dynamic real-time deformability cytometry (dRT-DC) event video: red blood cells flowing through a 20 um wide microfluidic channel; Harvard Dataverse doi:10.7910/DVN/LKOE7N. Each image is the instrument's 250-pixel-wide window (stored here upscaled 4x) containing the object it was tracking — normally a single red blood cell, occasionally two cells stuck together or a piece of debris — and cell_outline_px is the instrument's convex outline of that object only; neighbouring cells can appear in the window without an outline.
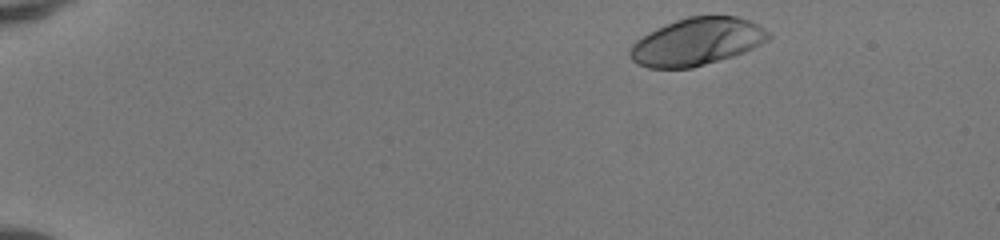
{"species": "human", "species_latin": "Homo sapiens", "temperature_condition": "room temperature", "stored_images_in_passage": 45, "camera_frame_rate_fps": 3000, "um_per_image_px": 0.085, "donor": {"sex": "female"}, "frame": {"image": 1, "passage_image": 2, "time_ms": 0.333, "image_size_px": [1000, 240], "cell_outline_px": [[772, 36], [768, 40], [744, 52], [732, 56], [692, 68], [648, 68], [636, 64], [628, 56], [628, 52], [632, 44], [636, 40], [648, 32], [656, 28], [676, 20], [688, 16], [736, 16], [748, 20], [772, 32]], "centroid_in_image_um": [59.21, 3.55], "position_along_channel_um": 25.8, "area_um2": 38.38}}
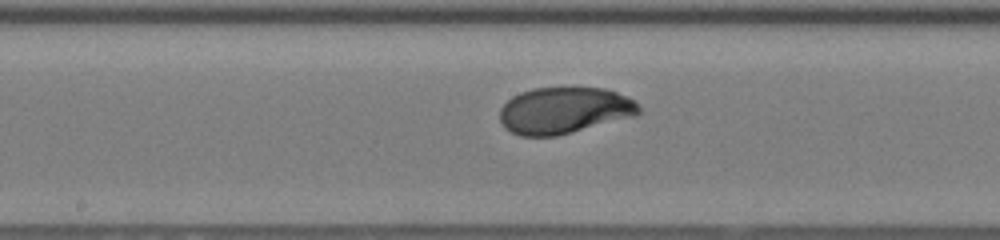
{"frame": {"image": 2, "passage_image": 23, "time_ms": 7.333, "image_size_px": [1000, 240], "cell_outline_px": [[640, 112], [636, 116], [556, 136], [520, 136], [504, 128], [500, 120], [500, 108], [512, 96], [520, 92], [532, 88], [604, 88], [628, 96], [640, 108]], "centroid_in_image_um": [47.94, 9.39], "position_along_channel_um": 200.3, "area_um2": 37.69}}
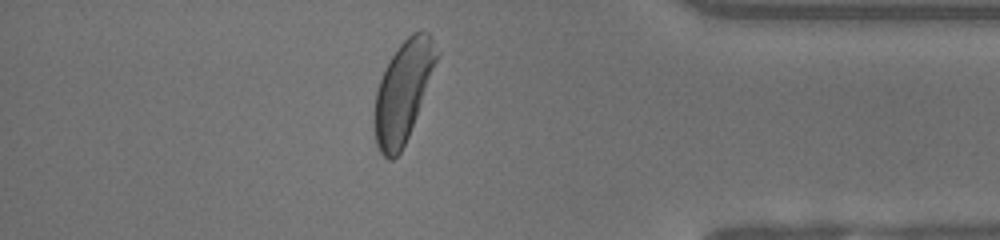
{"frame": {"image": 3, "passage_image": 39, "time_ms": 12.667, "image_size_px": [1000, 240], "cell_outline_px": [[440, 52], [416, 116], [408, 136], [400, 152], [392, 160], [388, 160], [380, 152], [376, 144], [372, 120], [372, 116], [376, 92], [380, 80], [392, 56], [400, 44], [412, 32], [428, 32]], "centroid_in_image_um": [34.23, 7.81], "position_along_channel_um": 401.0, "area_um2": 36.01}, "authors_computed_cell_mechanics": {"area_um2": 37.9168, "velocity_mm_per_s": 4.1425, "shape_relaxation_time_tau1_ms": 1.9988, "shape_relaxation_time_tau2_ms": null, "deformation_change_tau1": 0.1636, "deformation_change_tau2": null}}